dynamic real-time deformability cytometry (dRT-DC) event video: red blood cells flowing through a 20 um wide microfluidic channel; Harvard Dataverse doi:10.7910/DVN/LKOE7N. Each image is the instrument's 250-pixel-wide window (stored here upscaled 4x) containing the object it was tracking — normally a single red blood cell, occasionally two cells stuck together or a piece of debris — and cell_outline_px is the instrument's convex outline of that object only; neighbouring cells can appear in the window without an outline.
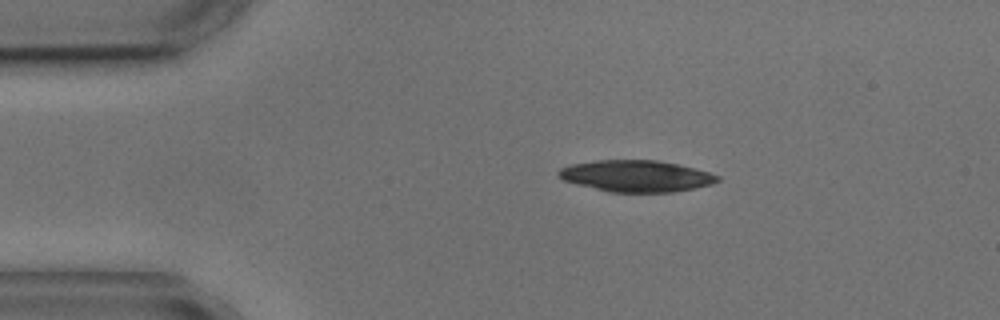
{"species": "common noctule bat (a hibernating species)", "species_latin": "Nyctalus noctula", "temperature_condition": "cold", "stored_images_in_passage": 2, "camera_frame_rate_fps": 3000, "um_per_image_px": 0.085, "animal": {"sex": "male", "body_mass_g": 17.9, "forearm_length_mm": 54.2}, "frame": {"image": 1, "passage_image": 1, "time_ms": 0.0, "image_size_px": [1000, 320], "cell_outline_px": [[720, 180], [712, 184], [672, 192], [608, 192], [564, 180], [556, 176], [556, 172], [560, 168], [572, 164], [596, 160], [656, 160], [680, 164], [708, 172], [720, 176]], "centroid_in_image_um": [54.06, 14.95], "position_along_channel_um": 30.9, "area_um2": 29.13}}